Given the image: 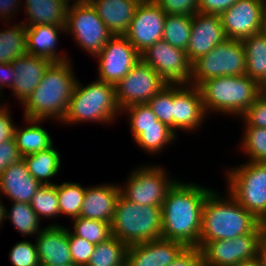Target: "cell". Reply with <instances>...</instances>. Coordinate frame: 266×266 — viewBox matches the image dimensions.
<instances>
[{
	"mask_svg": "<svg viewBox=\"0 0 266 266\" xmlns=\"http://www.w3.org/2000/svg\"><path fill=\"white\" fill-rule=\"evenodd\" d=\"M119 195L116 182L86 187L80 217L111 223Z\"/></svg>",
	"mask_w": 266,
	"mask_h": 266,
	"instance_id": "obj_22",
	"label": "cell"
},
{
	"mask_svg": "<svg viewBox=\"0 0 266 266\" xmlns=\"http://www.w3.org/2000/svg\"><path fill=\"white\" fill-rule=\"evenodd\" d=\"M60 152L54 146L44 151L22 157L29 173L41 185H54L52 177L59 174L61 170V156ZM51 180V181H50Z\"/></svg>",
	"mask_w": 266,
	"mask_h": 266,
	"instance_id": "obj_28",
	"label": "cell"
},
{
	"mask_svg": "<svg viewBox=\"0 0 266 266\" xmlns=\"http://www.w3.org/2000/svg\"><path fill=\"white\" fill-rule=\"evenodd\" d=\"M68 242L73 264L86 266L90 260L91 254L94 251L95 245L83 238L73 235L69 230Z\"/></svg>",
	"mask_w": 266,
	"mask_h": 266,
	"instance_id": "obj_42",
	"label": "cell"
},
{
	"mask_svg": "<svg viewBox=\"0 0 266 266\" xmlns=\"http://www.w3.org/2000/svg\"><path fill=\"white\" fill-rule=\"evenodd\" d=\"M73 62H53L40 83L22 104L27 119L56 120L61 123L67 113L77 77Z\"/></svg>",
	"mask_w": 266,
	"mask_h": 266,
	"instance_id": "obj_2",
	"label": "cell"
},
{
	"mask_svg": "<svg viewBox=\"0 0 266 266\" xmlns=\"http://www.w3.org/2000/svg\"><path fill=\"white\" fill-rule=\"evenodd\" d=\"M141 165L129 173L126 185H120V194L139 205L161 206L168 190L177 179L167 174L166 167L155 163ZM174 179H173V178Z\"/></svg>",
	"mask_w": 266,
	"mask_h": 266,
	"instance_id": "obj_10",
	"label": "cell"
},
{
	"mask_svg": "<svg viewBox=\"0 0 266 266\" xmlns=\"http://www.w3.org/2000/svg\"><path fill=\"white\" fill-rule=\"evenodd\" d=\"M192 17L166 14L162 40L186 51L191 34Z\"/></svg>",
	"mask_w": 266,
	"mask_h": 266,
	"instance_id": "obj_35",
	"label": "cell"
},
{
	"mask_svg": "<svg viewBox=\"0 0 266 266\" xmlns=\"http://www.w3.org/2000/svg\"><path fill=\"white\" fill-rule=\"evenodd\" d=\"M53 62L47 58L29 53L19 56L12 62L16 74L11 91L13 98L22 105L40 83L46 70Z\"/></svg>",
	"mask_w": 266,
	"mask_h": 266,
	"instance_id": "obj_21",
	"label": "cell"
},
{
	"mask_svg": "<svg viewBox=\"0 0 266 266\" xmlns=\"http://www.w3.org/2000/svg\"><path fill=\"white\" fill-rule=\"evenodd\" d=\"M113 35H124L134 17L135 0H88Z\"/></svg>",
	"mask_w": 266,
	"mask_h": 266,
	"instance_id": "obj_25",
	"label": "cell"
},
{
	"mask_svg": "<svg viewBox=\"0 0 266 266\" xmlns=\"http://www.w3.org/2000/svg\"><path fill=\"white\" fill-rule=\"evenodd\" d=\"M128 118V125L134 140L140 134V127L168 126L158 120L147 104H135L121 111Z\"/></svg>",
	"mask_w": 266,
	"mask_h": 266,
	"instance_id": "obj_39",
	"label": "cell"
},
{
	"mask_svg": "<svg viewBox=\"0 0 266 266\" xmlns=\"http://www.w3.org/2000/svg\"><path fill=\"white\" fill-rule=\"evenodd\" d=\"M261 228L263 229V233L266 236V215L265 217L260 221Z\"/></svg>",
	"mask_w": 266,
	"mask_h": 266,
	"instance_id": "obj_55",
	"label": "cell"
},
{
	"mask_svg": "<svg viewBox=\"0 0 266 266\" xmlns=\"http://www.w3.org/2000/svg\"><path fill=\"white\" fill-rule=\"evenodd\" d=\"M220 17L227 38L242 41L266 29V0H237Z\"/></svg>",
	"mask_w": 266,
	"mask_h": 266,
	"instance_id": "obj_15",
	"label": "cell"
},
{
	"mask_svg": "<svg viewBox=\"0 0 266 266\" xmlns=\"http://www.w3.org/2000/svg\"><path fill=\"white\" fill-rule=\"evenodd\" d=\"M245 48L246 70L259 86L266 81V29L242 40Z\"/></svg>",
	"mask_w": 266,
	"mask_h": 266,
	"instance_id": "obj_29",
	"label": "cell"
},
{
	"mask_svg": "<svg viewBox=\"0 0 266 266\" xmlns=\"http://www.w3.org/2000/svg\"><path fill=\"white\" fill-rule=\"evenodd\" d=\"M0 31V62L11 63L27 52L26 26L20 21ZM8 26V27H7Z\"/></svg>",
	"mask_w": 266,
	"mask_h": 266,
	"instance_id": "obj_30",
	"label": "cell"
},
{
	"mask_svg": "<svg viewBox=\"0 0 266 266\" xmlns=\"http://www.w3.org/2000/svg\"><path fill=\"white\" fill-rule=\"evenodd\" d=\"M159 121L173 130V84H167L147 103Z\"/></svg>",
	"mask_w": 266,
	"mask_h": 266,
	"instance_id": "obj_40",
	"label": "cell"
},
{
	"mask_svg": "<svg viewBox=\"0 0 266 266\" xmlns=\"http://www.w3.org/2000/svg\"><path fill=\"white\" fill-rule=\"evenodd\" d=\"M22 156L14 139L0 144V174L12 163L19 162Z\"/></svg>",
	"mask_w": 266,
	"mask_h": 266,
	"instance_id": "obj_45",
	"label": "cell"
},
{
	"mask_svg": "<svg viewBox=\"0 0 266 266\" xmlns=\"http://www.w3.org/2000/svg\"><path fill=\"white\" fill-rule=\"evenodd\" d=\"M237 0H199V12L220 16Z\"/></svg>",
	"mask_w": 266,
	"mask_h": 266,
	"instance_id": "obj_48",
	"label": "cell"
},
{
	"mask_svg": "<svg viewBox=\"0 0 266 266\" xmlns=\"http://www.w3.org/2000/svg\"><path fill=\"white\" fill-rule=\"evenodd\" d=\"M60 31V33H59ZM27 52L31 55L43 57L52 62H63L72 60L65 53H59L58 36L65 34V27L54 25H32L26 26ZM58 53V54H57Z\"/></svg>",
	"mask_w": 266,
	"mask_h": 266,
	"instance_id": "obj_24",
	"label": "cell"
},
{
	"mask_svg": "<svg viewBox=\"0 0 266 266\" xmlns=\"http://www.w3.org/2000/svg\"><path fill=\"white\" fill-rule=\"evenodd\" d=\"M119 115L122 114L116 101L114 84L96 79L84 86L77 80L61 125H76L90 121L111 125L119 119Z\"/></svg>",
	"mask_w": 266,
	"mask_h": 266,
	"instance_id": "obj_4",
	"label": "cell"
},
{
	"mask_svg": "<svg viewBox=\"0 0 266 266\" xmlns=\"http://www.w3.org/2000/svg\"><path fill=\"white\" fill-rule=\"evenodd\" d=\"M170 15L193 16L199 13V0H154Z\"/></svg>",
	"mask_w": 266,
	"mask_h": 266,
	"instance_id": "obj_43",
	"label": "cell"
},
{
	"mask_svg": "<svg viewBox=\"0 0 266 266\" xmlns=\"http://www.w3.org/2000/svg\"><path fill=\"white\" fill-rule=\"evenodd\" d=\"M9 211L5 207L4 222L9 219L14 228L24 237L37 236L43 229L40 225V219L32 209L30 203L11 201ZM41 227V228H40Z\"/></svg>",
	"mask_w": 266,
	"mask_h": 266,
	"instance_id": "obj_31",
	"label": "cell"
},
{
	"mask_svg": "<svg viewBox=\"0 0 266 266\" xmlns=\"http://www.w3.org/2000/svg\"><path fill=\"white\" fill-rule=\"evenodd\" d=\"M19 6L23 7L21 0H0V21L7 24L13 20L19 8L22 9Z\"/></svg>",
	"mask_w": 266,
	"mask_h": 266,
	"instance_id": "obj_49",
	"label": "cell"
},
{
	"mask_svg": "<svg viewBox=\"0 0 266 266\" xmlns=\"http://www.w3.org/2000/svg\"><path fill=\"white\" fill-rule=\"evenodd\" d=\"M240 119L244 121L243 127L266 128V98L259 94Z\"/></svg>",
	"mask_w": 266,
	"mask_h": 266,
	"instance_id": "obj_44",
	"label": "cell"
},
{
	"mask_svg": "<svg viewBox=\"0 0 266 266\" xmlns=\"http://www.w3.org/2000/svg\"><path fill=\"white\" fill-rule=\"evenodd\" d=\"M185 248L183 243L162 238L130 245L126 266H168Z\"/></svg>",
	"mask_w": 266,
	"mask_h": 266,
	"instance_id": "obj_19",
	"label": "cell"
},
{
	"mask_svg": "<svg viewBox=\"0 0 266 266\" xmlns=\"http://www.w3.org/2000/svg\"><path fill=\"white\" fill-rule=\"evenodd\" d=\"M127 249L121 240L111 236L95 245L86 266H126Z\"/></svg>",
	"mask_w": 266,
	"mask_h": 266,
	"instance_id": "obj_32",
	"label": "cell"
},
{
	"mask_svg": "<svg viewBox=\"0 0 266 266\" xmlns=\"http://www.w3.org/2000/svg\"><path fill=\"white\" fill-rule=\"evenodd\" d=\"M240 149L252 162L266 163V128L244 127Z\"/></svg>",
	"mask_w": 266,
	"mask_h": 266,
	"instance_id": "obj_37",
	"label": "cell"
},
{
	"mask_svg": "<svg viewBox=\"0 0 266 266\" xmlns=\"http://www.w3.org/2000/svg\"><path fill=\"white\" fill-rule=\"evenodd\" d=\"M226 39L220 16L201 12L193 15L190 40L186 49L189 61L193 63Z\"/></svg>",
	"mask_w": 266,
	"mask_h": 266,
	"instance_id": "obj_18",
	"label": "cell"
},
{
	"mask_svg": "<svg viewBox=\"0 0 266 266\" xmlns=\"http://www.w3.org/2000/svg\"><path fill=\"white\" fill-rule=\"evenodd\" d=\"M15 70H14V66L11 63H3L0 62V94H2L3 97L4 96V88H12L14 79L16 78V74H15Z\"/></svg>",
	"mask_w": 266,
	"mask_h": 266,
	"instance_id": "obj_50",
	"label": "cell"
},
{
	"mask_svg": "<svg viewBox=\"0 0 266 266\" xmlns=\"http://www.w3.org/2000/svg\"><path fill=\"white\" fill-rule=\"evenodd\" d=\"M236 266H264V263L259 255L254 259L242 261L238 263Z\"/></svg>",
	"mask_w": 266,
	"mask_h": 266,
	"instance_id": "obj_51",
	"label": "cell"
},
{
	"mask_svg": "<svg viewBox=\"0 0 266 266\" xmlns=\"http://www.w3.org/2000/svg\"><path fill=\"white\" fill-rule=\"evenodd\" d=\"M207 117L197 86L173 84V131L177 135L179 130L197 131Z\"/></svg>",
	"mask_w": 266,
	"mask_h": 266,
	"instance_id": "obj_17",
	"label": "cell"
},
{
	"mask_svg": "<svg viewBox=\"0 0 266 266\" xmlns=\"http://www.w3.org/2000/svg\"><path fill=\"white\" fill-rule=\"evenodd\" d=\"M59 201L60 215L69 216L70 219L80 216L86 186L77 182H63L55 184Z\"/></svg>",
	"mask_w": 266,
	"mask_h": 266,
	"instance_id": "obj_34",
	"label": "cell"
},
{
	"mask_svg": "<svg viewBox=\"0 0 266 266\" xmlns=\"http://www.w3.org/2000/svg\"><path fill=\"white\" fill-rule=\"evenodd\" d=\"M94 57L98 59V80L114 85L141 60L140 53L124 35H113Z\"/></svg>",
	"mask_w": 266,
	"mask_h": 266,
	"instance_id": "obj_14",
	"label": "cell"
},
{
	"mask_svg": "<svg viewBox=\"0 0 266 266\" xmlns=\"http://www.w3.org/2000/svg\"><path fill=\"white\" fill-rule=\"evenodd\" d=\"M71 221L73 226L72 228L68 226V230L73 235L83 238L94 245L112 236L110 223L105 221L93 220L80 216Z\"/></svg>",
	"mask_w": 266,
	"mask_h": 266,
	"instance_id": "obj_36",
	"label": "cell"
},
{
	"mask_svg": "<svg viewBox=\"0 0 266 266\" xmlns=\"http://www.w3.org/2000/svg\"><path fill=\"white\" fill-rule=\"evenodd\" d=\"M1 198V195H0ZM4 211H5V206L3 205V202H1L0 199V229L1 226H3V222H4Z\"/></svg>",
	"mask_w": 266,
	"mask_h": 266,
	"instance_id": "obj_53",
	"label": "cell"
},
{
	"mask_svg": "<svg viewBox=\"0 0 266 266\" xmlns=\"http://www.w3.org/2000/svg\"><path fill=\"white\" fill-rule=\"evenodd\" d=\"M46 266H78V265H75V264H62V265H46Z\"/></svg>",
	"mask_w": 266,
	"mask_h": 266,
	"instance_id": "obj_56",
	"label": "cell"
},
{
	"mask_svg": "<svg viewBox=\"0 0 266 266\" xmlns=\"http://www.w3.org/2000/svg\"><path fill=\"white\" fill-rule=\"evenodd\" d=\"M206 114H224L240 118L260 94V86L248 75L221 76L198 86Z\"/></svg>",
	"mask_w": 266,
	"mask_h": 266,
	"instance_id": "obj_5",
	"label": "cell"
},
{
	"mask_svg": "<svg viewBox=\"0 0 266 266\" xmlns=\"http://www.w3.org/2000/svg\"><path fill=\"white\" fill-rule=\"evenodd\" d=\"M30 205L40 220L59 217V201L55 184L42 185L32 197Z\"/></svg>",
	"mask_w": 266,
	"mask_h": 266,
	"instance_id": "obj_38",
	"label": "cell"
},
{
	"mask_svg": "<svg viewBox=\"0 0 266 266\" xmlns=\"http://www.w3.org/2000/svg\"><path fill=\"white\" fill-rule=\"evenodd\" d=\"M140 55L141 60L153 68L167 84H190L192 63L186 51L159 40Z\"/></svg>",
	"mask_w": 266,
	"mask_h": 266,
	"instance_id": "obj_13",
	"label": "cell"
},
{
	"mask_svg": "<svg viewBox=\"0 0 266 266\" xmlns=\"http://www.w3.org/2000/svg\"><path fill=\"white\" fill-rule=\"evenodd\" d=\"M245 70L246 56L242 41L227 38L192 63L190 84L198 87L206 80L221 76H243Z\"/></svg>",
	"mask_w": 266,
	"mask_h": 266,
	"instance_id": "obj_8",
	"label": "cell"
},
{
	"mask_svg": "<svg viewBox=\"0 0 266 266\" xmlns=\"http://www.w3.org/2000/svg\"><path fill=\"white\" fill-rule=\"evenodd\" d=\"M27 20L21 21L25 26L54 25L66 26L69 0H23Z\"/></svg>",
	"mask_w": 266,
	"mask_h": 266,
	"instance_id": "obj_26",
	"label": "cell"
},
{
	"mask_svg": "<svg viewBox=\"0 0 266 266\" xmlns=\"http://www.w3.org/2000/svg\"><path fill=\"white\" fill-rule=\"evenodd\" d=\"M167 83L142 60L115 85L116 101L121 111L135 104H147Z\"/></svg>",
	"mask_w": 266,
	"mask_h": 266,
	"instance_id": "obj_12",
	"label": "cell"
},
{
	"mask_svg": "<svg viewBox=\"0 0 266 266\" xmlns=\"http://www.w3.org/2000/svg\"><path fill=\"white\" fill-rule=\"evenodd\" d=\"M259 255L264 263V266H266V237L262 241Z\"/></svg>",
	"mask_w": 266,
	"mask_h": 266,
	"instance_id": "obj_52",
	"label": "cell"
},
{
	"mask_svg": "<svg viewBox=\"0 0 266 266\" xmlns=\"http://www.w3.org/2000/svg\"><path fill=\"white\" fill-rule=\"evenodd\" d=\"M0 97H1V98H3L1 94H0ZM1 98H0V107H2V106H3L2 104H4V102H6L5 100H2ZM1 100L3 101V103H2V101H1Z\"/></svg>",
	"mask_w": 266,
	"mask_h": 266,
	"instance_id": "obj_57",
	"label": "cell"
},
{
	"mask_svg": "<svg viewBox=\"0 0 266 266\" xmlns=\"http://www.w3.org/2000/svg\"><path fill=\"white\" fill-rule=\"evenodd\" d=\"M265 235L261 225L252 233L234 239L206 242L201 248L204 266H236L259 256Z\"/></svg>",
	"mask_w": 266,
	"mask_h": 266,
	"instance_id": "obj_11",
	"label": "cell"
},
{
	"mask_svg": "<svg viewBox=\"0 0 266 266\" xmlns=\"http://www.w3.org/2000/svg\"><path fill=\"white\" fill-rule=\"evenodd\" d=\"M25 125L16 126L14 140L22 157L44 151L54 145L48 131L41 126L45 120L23 118ZM28 124V125H27Z\"/></svg>",
	"mask_w": 266,
	"mask_h": 266,
	"instance_id": "obj_27",
	"label": "cell"
},
{
	"mask_svg": "<svg viewBox=\"0 0 266 266\" xmlns=\"http://www.w3.org/2000/svg\"><path fill=\"white\" fill-rule=\"evenodd\" d=\"M260 95L266 98V81L260 85Z\"/></svg>",
	"mask_w": 266,
	"mask_h": 266,
	"instance_id": "obj_54",
	"label": "cell"
},
{
	"mask_svg": "<svg viewBox=\"0 0 266 266\" xmlns=\"http://www.w3.org/2000/svg\"><path fill=\"white\" fill-rule=\"evenodd\" d=\"M41 186L29 173L23 159L12 163L0 174V195L10 201L30 203Z\"/></svg>",
	"mask_w": 266,
	"mask_h": 266,
	"instance_id": "obj_23",
	"label": "cell"
},
{
	"mask_svg": "<svg viewBox=\"0 0 266 266\" xmlns=\"http://www.w3.org/2000/svg\"><path fill=\"white\" fill-rule=\"evenodd\" d=\"M8 256L12 266H41L35 243L26 239L16 242Z\"/></svg>",
	"mask_w": 266,
	"mask_h": 266,
	"instance_id": "obj_41",
	"label": "cell"
},
{
	"mask_svg": "<svg viewBox=\"0 0 266 266\" xmlns=\"http://www.w3.org/2000/svg\"><path fill=\"white\" fill-rule=\"evenodd\" d=\"M69 1L72 2V0ZM79 1H88V0H73V2H79Z\"/></svg>",
	"mask_w": 266,
	"mask_h": 266,
	"instance_id": "obj_59",
	"label": "cell"
},
{
	"mask_svg": "<svg viewBox=\"0 0 266 266\" xmlns=\"http://www.w3.org/2000/svg\"><path fill=\"white\" fill-rule=\"evenodd\" d=\"M35 246L41 266L73 263L67 226L51 222L39 232Z\"/></svg>",
	"mask_w": 266,
	"mask_h": 266,
	"instance_id": "obj_20",
	"label": "cell"
},
{
	"mask_svg": "<svg viewBox=\"0 0 266 266\" xmlns=\"http://www.w3.org/2000/svg\"><path fill=\"white\" fill-rule=\"evenodd\" d=\"M110 226L112 236L127 246L160 239L162 208L139 205L120 194Z\"/></svg>",
	"mask_w": 266,
	"mask_h": 266,
	"instance_id": "obj_6",
	"label": "cell"
},
{
	"mask_svg": "<svg viewBox=\"0 0 266 266\" xmlns=\"http://www.w3.org/2000/svg\"><path fill=\"white\" fill-rule=\"evenodd\" d=\"M65 34L91 56L97 55L113 34L88 1L71 2L68 6Z\"/></svg>",
	"mask_w": 266,
	"mask_h": 266,
	"instance_id": "obj_9",
	"label": "cell"
},
{
	"mask_svg": "<svg viewBox=\"0 0 266 266\" xmlns=\"http://www.w3.org/2000/svg\"><path fill=\"white\" fill-rule=\"evenodd\" d=\"M6 102L0 107V144L2 142L14 139L16 125L12 120L10 108Z\"/></svg>",
	"mask_w": 266,
	"mask_h": 266,
	"instance_id": "obj_46",
	"label": "cell"
},
{
	"mask_svg": "<svg viewBox=\"0 0 266 266\" xmlns=\"http://www.w3.org/2000/svg\"><path fill=\"white\" fill-rule=\"evenodd\" d=\"M135 1H137L138 3H143V2L150 1V0H135Z\"/></svg>",
	"mask_w": 266,
	"mask_h": 266,
	"instance_id": "obj_58",
	"label": "cell"
},
{
	"mask_svg": "<svg viewBox=\"0 0 266 266\" xmlns=\"http://www.w3.org/2000/svg\"><path fill=\"white\" fill-rule=\"evenodd\" d=\"M177 134L169 126L140 127V134L133 140L137 147L145 153L158 154L171 146L177 139Z\"/></svg>",
	"mask_w": 266,
	"mask_h": 266,
	"instance_id": "obj_33",
	"label": "cell"
},
{
	"mask_svg": "<svg viewBox=\"0 0 266 266\" xmlns=\"http://www.w3.org/2000/svg\"><path fill=\"white\" fill-rule=\"evenodd\" d=\"M225 172V191L261 221L266 215V163L244 161Z\"/></svg>",
	"mask_w": 266,
	"mask_h": 266,
	"instance_id": "obj_7",
	"label": "cell"
},
{
	"mask_svg": "<svg viewBox=\"0 0 266 266\" xmlns=\"http://www.w3.org/2000/svg\"><path fill=\"white\" fill-rule=\"evenodd\" d=\"M181 182L178 179L168 190L161 207V238L199 247L203 204L213 190L190 181Z\"/></svg>",
	"mask_w": 266,
	"mask_h": 266,
	"instance_id": "obj_1",
	"label": "cell"
},
{
	"mask_svg": "<svg viewBox=\"0 0 266 266\" xmlns=\"http://www.w3.org/2000/svg\"><path fill=\"white\" fill-rule=\"evenodd\" d=\"M168 266H204L199 247H186Z\"/></svg>",
	"mask_w": 266,
	"mask_h": 266,
	"instance_id": "obj_47",
	"label": "cell"
},
{
	"mask_svg": "<svg viewBox=\"0 0 266 266\" xmlns=\"http://www.w3.org/2000/svg\"><path fill=\"white\" fill-rule=\"evenodd\" d=\"M166 13L154 1L140 3L124 36L141 54L162 40Z\"/></svg>",
	"mask_w": 266,
	"mask_h": 266,
	"instance_id": "obj_16",
	"label": "cell"
},
{
	"mask_svg": "<svg viewBox=\"0 0 266 266\" xmlns=\"http://www.w3.org/2000/svg\"><path fill=\"white\" fill-rule=\"evenodd\" d=\"M220 194L213 189L204 201L199 248L209 241L252 233L260 225V221L228 192L225 197Z\"/></svg>",
	"mask_w": 266,
	"mask_h": 266,
	"instance_id": "obj_3",
	"label": "cell"
}]
</instances>
